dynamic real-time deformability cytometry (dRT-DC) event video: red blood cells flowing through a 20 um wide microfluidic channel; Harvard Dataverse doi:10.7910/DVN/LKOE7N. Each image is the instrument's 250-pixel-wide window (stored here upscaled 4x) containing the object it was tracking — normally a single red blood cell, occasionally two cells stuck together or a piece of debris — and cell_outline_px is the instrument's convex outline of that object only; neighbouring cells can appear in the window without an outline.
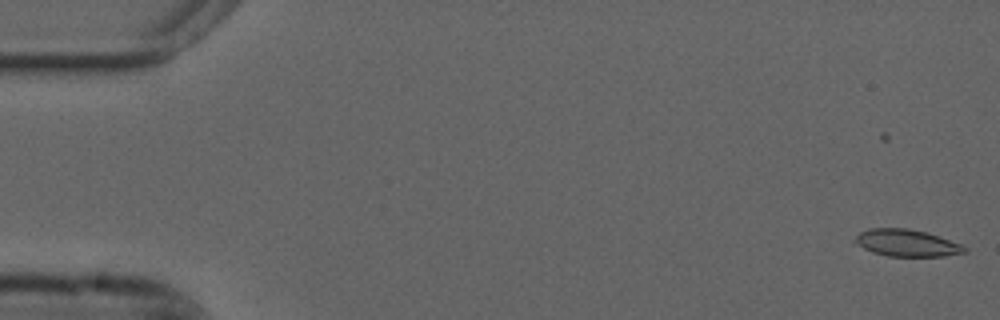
{"species": "common noctule bat (a hibernating species)", "species_latin": "Nyctalus noctula", "temperature_condition": "cold", "stored_images_in_passage": 14, "camera_frame_rate_fps": 3000, "um_per_image_px": 0.085, "animal": {"sex": "male", "forearm_length_mm": 52.5}, "frame": {"image": 1, "passage_image": 3, "time_ms": 0.667, "image_size_px": [1000, 320], "cell_outline_px": [[968, 252], [944, 256], [888, 256], [872, 252], [864, 248], [852, 240], [860, 232], [868, 228], [908, 228], [924, 232], [960, 244], [968, 248]], "centroid_in_image_um": [77.05, 20.65], "position_along_channel_um": 8.0, "area_um2": 17.05}}